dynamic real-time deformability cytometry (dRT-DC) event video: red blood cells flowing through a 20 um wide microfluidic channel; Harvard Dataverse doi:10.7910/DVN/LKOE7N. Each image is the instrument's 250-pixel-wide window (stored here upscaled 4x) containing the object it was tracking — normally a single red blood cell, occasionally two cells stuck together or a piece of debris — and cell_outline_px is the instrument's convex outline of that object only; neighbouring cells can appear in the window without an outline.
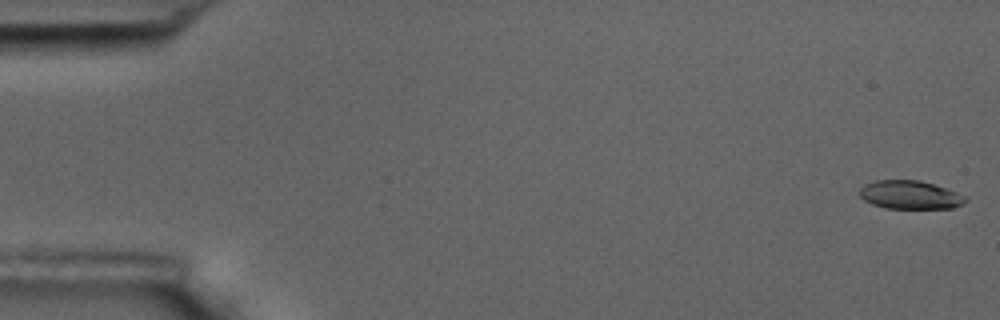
{"species": "common noctule bat (a hibernating species)", "species_latin": "Nyctalus noctula", "temperature_condition": "room temperature", "stored_images_in_passage": 6, "camera_frame_rate_fps": 3000, "um_per_image_px": 0.085, "animal": {"sex": "male", "body_mass_g": 17.5, "forearm_length_mm": 52.3}, "frame": {"image": 1, "passage_image": 1, "time_ms": 0.0, "image_size_px": [1000, 320], "cell_outline_px": [[968, 200], [964, 204], [952, 208], [884, 208], [872, 204], [864, 200], [860, 196], [860, 188], [864, 184], [876, 180], [920, 180], [956, 192], [964, 196]], "centroid_in_image_um": [77.33, 16.56], "position_along_channel_um": 7.7, "area_um2": 17.46}}
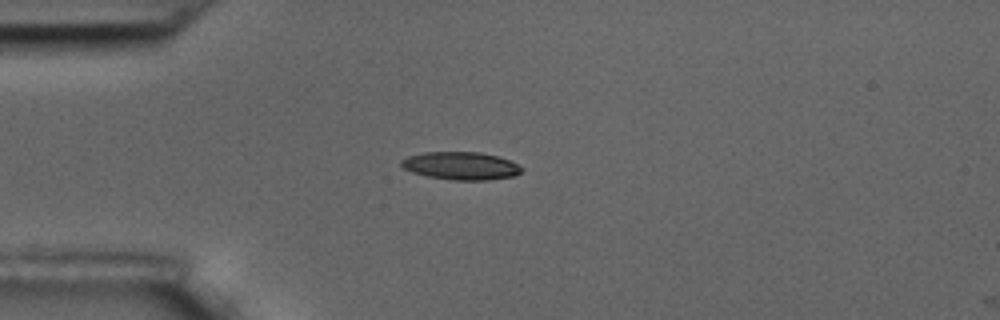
{"frame": {"image": 2, "passage_image": 5, "time_ms": 1.333, "image_size_px": [1000, 320], "cell_outline_px": [[524, 168], [520, 172], [512, 176], [488, 180], [452, 180], [428, 176], [412, 172], [404, 168], [400, 164], [400, 160], [408, 156], [424, 152], [480, 152], [496, 156], [508, 160]], "centroid_in_image_um": [39.14, 14.09], "position_along_channel_um": 45.9, "area_um2": 19.36}}